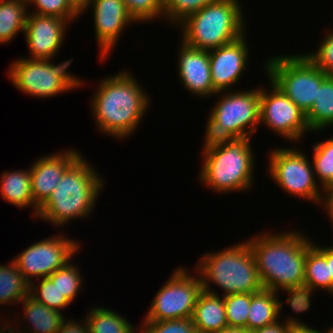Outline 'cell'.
Listing matches in <instances>:
<instances>
[{
  "label": "cell",
  "mask_w": 333,
  "mask_h": 333,
  "mask_svg": "<svg viewBox=\"0 0 333 333\" xmlns=\"http://www.w3.org/2000/svg\"><path fill=\"white\" fill-rule=\"evenodd\" d=\"M304 234L296 229L275 234L267 230L247 240L264 289L286 292L295 315L308 310L304 308L305 260L313 241Z\"/></svg>",
  "instance_id": "6da1fadb"
},
{
  "label": "cell",
  "mask_w": 333,
  "mask_h": 333,
  "mask_svg": "<svg viewBox=\"0 0 333 333\" xmlns=\"http://www.w3.org/2000/svg\"><path fill=\"white\" fill-rule=\"evenodd\" d=\"M135 78L124 70L98 83L90 107L100 132L121 140L139 127L151 99Z\"/></svg>",
  "instance_id": "7a4b0ae2"
},
{
  "label": "cell",
  "mask_w": 333,
  "mask_h": 333,
  "mask_svg": "<svg viewBox=\"0 0 333 333\" xmlns=\"http://www.w3.org/2000/svg\"><path fill=\"white\" fill-rule=\"evenodd\" d=\"M83 157L81 154L64 171L56 188L38 209L36 218L48 221L57 228L76 218L89 217L103 190L104 179Z\"/></svg>",
  "instance_id": "3957f363"
},
{
  "label": "cell",
  "mask_w": 333,
  "mask_h": 333,
  "mask_svg": "<svg viewBox=\"0 0 333 333\" xmlns=\"http://www.w3.org/2000/svg\"><path fill=\"white\" fill-rule=\"evenodd\" d=\"M251 139L203 140L200 182L220 194L249 191L254 182L255 163Z\"/></svg>",
  "instance_id": "277c9868"
},
{
  "label": "cell",
  "mask_w": 333,
  "mask_h": 333,
  "mask_svg": "<svg viewBox=\"0 0 333 333\" xmlns=\"http://www.w3.org/2000/svg\"><path fill=\"white\" fill-rule=\"evenodd\" d=\"M195 268L201 278L203 291L210 294L219 295L210 286L211 283L224 291L223 296L254 294L264 289L247 239L220 251L206 253L198 259Z\"/></svg>",
  "instance_id": "5b68a950"
},
{
  "label": "cell",
  "mask_w": 333,
  "mask_h": 333,
  "mask_svg": "<svg viewBox=\"0 0 333 333\" xmlns=\"http://www.w3.org/2000/svg\"><path fill=\"white\" fill-rule=\"evenodd\" d=\"M241 6L239 0H217L190 14L177 26L181 41L209 51L236 40L247 32Z\"/></svg>",
  "instance_id": "8992f818"
},
{
  "label": "cell",
  "mask_w": 333,
  "mask_h": 333,
  "mask_svg": "<svg viewBox=\"0 0 333 333\" xmlns=\"http://www.w3.org/2000/svg\"><path fill=\"white\" fill-rule=\"evenodd\" d=\"M222 93V94H221ZM220 96L207 117V142L250 137L260 125V87L217 92Z\"/></svg>",
  "instance_id": "52a82bcc"
},
{
  "label": "cell",
  "mask_w": 333,
  "mask_h": 333,
  "mask_svg": "<svg viewBox=\"0 0 333 333\" xmlns=\"http://www.w3.org/2000/svg\"><path fill=\"white\" fill-rule=\"evenodd\" d=\"M264 64L269 81L306 115L317 97V88L328 76L305 54L277 55L268 58Z\"/></svg>",
  "instance_id": "ba28073f"
},
{
  "label": "cell",
  "mask_w": 333,
  "mask_h": 333,
  "mask_svg": "<svg viewBox=\"0 0 333 333\" xmlns=\"http://www.w3.org/2000/svg\"><path fill=\"white\" fill-rule=\"evenodd\" d=\"M301 152L296 146L272 149L268 155L267 175L270 174L284 192L320 205L324 189L317 184L313 163Z\"/></svg>",
  "instance_id": "9c48e42d"
},
{
  "label": "cell",
  "mask_w": 333,
  "mask_h": 333,
  "mask_svg": "<svg viewBox=\"0 0 333 333\" xmlns=\"http://www.w3.org/2000/svg\"><path fill=\"white\" fill-rule=\"evenodd\" d=\"M202 291L203 286L199 274H190L186 267L181 266L173 270V274L153 297L143 320L164 321L192 318L197 298Z\"/></svg>",
  "instance_id": "30bf717a"
},
{
  "label": "cell",
  "mask_w": 333,
  "mask_h": 333,
  "mask_svg": "<svg viewBox=\"0 0 333 333\" xmlns=\"http://www.w3.org/2000/svg\"><path fill=\"white\" fill-rule=\"evenodd\" d=\"M80 244L77 239L72 240L57 233L33 243L13 258V261L25 280L31 284L36 279L49 277L66 265L81 250Z\"/></svg>",
  "instance_id": "8fae6325"
},
{
  "label": "cell",
  "mask_w": 333,
  "mask_h": 333,
  "mask_svg": "<svg viewBox=\"0 0 333 333\" xmlns=\"http://www.w3.org/2000/svg\"><path fill=\"white\" fill-rule=\"evenodd\" d=\"M260 87V123L291 142H300L310 132L306 115L276 85ZM299 140V141H298Z\"/></svg>",
  "instance_id": "7c38bea8"
},
{
  "label": "cell",
  "mask_w": 333,
  "mask_h": 333,
  "mask_svg": "<svg viewBox=\"0 0 333 333\" xmlns=\"http://www.w3.org/2000/svg\"><path fill=\"white\" fill-rule=\"evenodd\" d=\"M8 69V78L18 91L39 97L51 98L71 91L58 77L48 59L20 57Z\"/></svg>",
  "instance_id": "4fadbf2b"
},
{
  "label": "cell",
  "mask_w": 333,
  "mask_h": 333,
  "mask_svg": "<svg viewBox=\"0 0 333 333\" xmlns=\"http://www.w3.org/2000/svg\"><path fill=\"white\" fill-rule=\"evenodd\" d=\"M90 7L93 9L94 32L100 61L106 60L123 34L124 28L135 22L129 16L123 0H91L81 10V16Z\"/></svg>",
  "instance_id": "5bb4252c"
},
{
  "label": "cell",
  "mask_w": 333,
  "mask_h": 333,
  "mask_svg": "<svg viewBox=\"0 0 333 333\" xmlns=\"http://www.w3.org/2000/svg\"><path fill=\"white\" fill-rule=\"evenodd\" d=\"M246 33L236 40L209 50L211 79L214 91H229L238 84L249 61Z\"/></svg>",
  "instance_id": "9a60e30c"
},
{
  "label": "cell",
  "mask_w": 333,
  "mask_h": 333,
  "mask_svg": "<svg viewBox=\"0 0 333 333\" xmlns=\"http://www.w3.org/2000/svg\"><path fill=\"white\" fill-rule=\"evenodd\" d=\"M67 20L28 13L24 29L30 59H49L58 55L66 38Z\"/></svg>",
  "instance_id": "2e32d148"
},
{
  "label": "cell",
  "mask_w": 333,
  "mask_h": 333,
  "mask_svg": "<svg viewBox=\"0 0 333 333\" xmlns=\"http://www.w3.org/2000/svg\"><path fill=\"white\" fill-rule=\"evenodd\" d=\"M76 149L41 156L30 167L34 204L40 208L49 198L64 171L81 155Z\"/></svg>",
  "instance_id": "e0dca14e"
},
{
  "label": "cell",
  "mask_w": 333,
  "mask_h": 333,
  "mask_svg": "<svg viewBox=\"0 0 333 333\" xmlns=\"http://www.w3.org/2000/svg\"><path fill=\"white\" fill-rule=\"evenodd\" d=\"M178 74L181 84L192 95L200 97L214 96L208 50L194 49L179 42Z\"/></svg>",
  "instance_id": "ac0fdd59"
},
{
  "label": "cell",
  "mask_w": 333,
  "mask_h": 333,
  "mask_svg": "<svg viewBox=\"0 0 333 333\" xmlns=\"http://www.w3.org/2000/svg\"><path fill=\"white\" fill-rule=\"evenodd\" d=\"M306 252L304 275V308L310 309L312 293L322 289L333 296V280L326 260V246L314 244Z\"/></svg>",
  "instance_id": "d6986e66"
},
{
  "label": "cell",
  "mask_w": 333,
  "mask_h": 333,
  "mask_svg": "<svg viewBox=\"0 0 333 333\" xmlns=\"http://www.w3.org/2000/svg\"><path fill=\"white\" fill-rule=\"evenodd\" d=\"M192 320L198 333H217L227 327L222 295L202 291L197 298Z\"/></svg>",
  "instance_id": "ffe728a7"
},
{
  "label": "cell",
  "mask_w": 333,
  "mask_h": 333,
  "mask_svg": "<svg viewBox=\"0 0 333 333\" xmlns=\"http://www.w3.org/2000/svg\"><path fill=\"white\" fill-rule=\"evenodd\" d=\"M0 196L8 203L17 208H32L33 216L36 218L38 207L34 204L31 171L20 169L4 171L0 176Z\"/></svg>",
  "instance_id": "44dd1931"
},
{
  "label": "cell",
  "mask_w": 333,
  "mask_h": 333,
  "mask_svg": "<svg viewBox=\"0 0 333 333\" xmlns=\"http://www.w3.org/2000/svg\"><path fill=\"white\" fill-rule=\"evenodd\" d=\"M20 304L24 309V323L29 324L27 331L22 330V324L18 327L21 333H57L66 320L62 312L46 307L30 295H27Z\"/></svg>",
  "instance_id": "7402d4cb"
},
{
  "label": "cell",
  "mask_w": 333,
  "mask_h": 333,
  "mask_svg": "<svg viewBox=\"0 0 333 333\" xmlns=\"http://www.w3.org/2000/svg\"><path fill=\"white\" fill-rule=\"evenodd\" d=\"M283 302L278 293L268 289L251 294L247 330L252 331L280 320Z\"/></svg>",
  "instance_id": "603a6c76"
},
{
  "label": "cell",
  "mask_w": 333,
  "mask_h": 333,
  "mask_svg": "<svg viewBox=\"0 0 333 333\" xmlns=\"http://www.w3.org/2000/svg\"><path fill=\"white\" fill-rule=\"evenodd\" d=\"M306 121L311 133H322L326 127H333V76H328L317 88V97L306 114Z\"/></svg>",
  "instance_id": "cb8c5ba5"
},
{
  "label": "cell",
  "mask_w": 333,
  "mask_h": 333,
  "mask_svg": "<svg viewBox=\"0 0 333 333\" xmlns=\"http://www.w3.org/2000/svg\"><path fill=\"white\" fill-rule=\"evenodd\" d=\"M27 0H0V44H8L24 33L30 9Z\"/></svg>",
  "instance_id": "d4e9b609"
},
{
  "label": "cell",
  "mask_w": 333,
  "mask_h": 333,
  "mask_svg": "<svg viewBox=\"0 0 333 333\" xmlns=\"http://www.w3.org/2000/svg\"><path fill=\"white\" fill-rule=\"evenodd\" d=\"M29 288L30 284L13 260L0 265V305L5 304L6 307L20 303L29 295Z\"/></svg>",
  "instance_id": "484cf974"
},
{
  "label": "cell",
  "mask_w": 333,
  "mask_h": 333,
  "mask_svg": "<svg viewBox=\"0 0 333 333\" xmlns=\"http://www.w3.org/2000/svg\"><path fill=\"white\" fill-rule=\"evenodd\" d=\"M85 320L89 333H139L127 318L102 306L90 309Z\"/></svg>",
  "instance_id": "4316f807"
},
{
  "label": "cell",
  "mask_w": 333,
  "mask_h": 333,
  "mask_svg": "<svg viewBox=\"0 0 333 333\" xmlns=\"http://www.w3.org/2000/svg\"><path fill=\"white\" fill-rule=\"evenodd\" d=\"M312 163L317 182L323 189L333 185V137L313 145ZM318 178V179H317Z\"/></svg>",
  "instance_id": "83f0119b"
},
{
  "label": "cell",
  "mask_w": 333,
  "mask_h": 333,
  "mask_svg": "<svg viewBox=\"0 0 333 333\" xmlns=\"http://www.w3.org/2000/svg\"><path fill=\"white\" fill-rule=\"evenodd\" d=\"M72 260H70L66 265L57 269L53 272L49 278L54 284L57 285L61 294H63L66 299L71 303L77 297L78 292L83 288L84 278L81 275L79 267H76Z\"/></svg>",
  "instance_id": "f1b7e54d"
},
{
  "label": "cell",
  "mask_w": 333,
  "mask_h": 333,
  "mask_svg": "<svg viewBox=\"0 0 333 333\" xmlns=\"http://www.w3.org/2000/svg\"><path fill=\"white\" fill-rule=\"evenodd\" d=\"M29 295L36 301L42 303L48 308L56 309L61 312L69 305H72L66 297L61 294L57 285L52 282L49 277L41 278L36 285L34 282L30 284Z\"/></svg>",
  "instance_id": "f546056e"
},
{
  "label": "cell",
  "mask_w": 333,
  "mask_h": 333,
  "mask_svg": "<svg viewBox=\"0 0 333 333\" xmlns=\"http://www.w3.org/2000/svg\"><path fill=\"white\" fill-rule=\"evenodd\" d=\"M27 4L35 7L33 14L55 16L69 23L81 15V10L72 0H27Z\"/></svg>",
  "instance_id": "4dcf8cb0"
},
{
  "label": "cell",
  "mask_w": 333,
  "mask_h": 333,
  "mask_svg": "<svg viewBox=\"0 0 333 333\" xmlns=\"http://www.w3.org/2000/svg\"><path fill=\"white\" fill-rule=\"evenodd\" d=\"M223 298L228 326L247 329L250 293L229 294L223 296Z\"/></svg>",
  "instance_id": "1f68e13d"
},
{
  "label": "cell",
  "mask_w": 333,
  "mask_h": 333,
  "mask_svg": "<svg viewBox=\"0 0 333 333\" xmlns=\"http://www.w3.org/2000/svg\"><path fill=\"white\" fill-rule=\"evenodd\" d=\"M217 0H163L164 21L176 24Z\"/></svg>",
  "instance_id": "d6a6232c"
},
{
  "label": "cell",
  "mask_w": 333,
  "mask_h": 333,
  "mask_svg": "<svg viewBox=\"0 0 333 333\" xmlns=\"http://www.w3.org/2000/svg\"><path fill=\"white\" fill-rule=\"evenodd\" d=\"M126 10L133 21L152 23V20L164 18L163 0H123Z\"/></svg>",
  "instance_id": "836d02e7"
},
{
  "label": "cell",
  "mask_w": 333,
  "mask_h": 333,
  "mask_svg": "<svg viewBox=\"0 0 333 333\" xmlns=\"http://www.w3.org/2000/svg\"><path fill=\"white\" fill-rule=\"evenodd\" d=\"M139 327V333H198L192 318L142 321Z\"/></svg>",
  "instance_id": "e575fe53"
},
{
  "label": "cell",
  "mask_w": 333,
  "mask_h": 333,
  "mask_svg": "<svg viewBox=\"0 0 333 333\" xmlns=\"http://www.w3.org/2000/svg\"><path fill=\"white\" fill-rule=\"evenodd\" d=\"M328 30L316 52L306 53V57L327 76H333V29Z\"/></svg>",
  "instance_id": "d590c367"
},
{
  "label": "cell",
  "mask_w": 333,
  "mask_h": 333,
  "mask_svg": "<svg viewBox=\"0 0 333 333\" xmlns=\"http://www.w3.org/2000/svg\"><path fill=\"white\" fill-rule=\"evenodd\" d=\"M55 56L48 59L51 65L56 68L57 77L72 91L79 88L81 85L83 86L84 80L76 77L75 75L71 74L68 67L71 65L73 59H69L67 61L61 62L60 64H54L52 61L54 60Z\"/></svg>",
  "instance_id": "8d00e7d4"
},
{
  "label": "cell",
  "mask_w": 333,
  "mask_h": 333,
  "mask_svg": "<svg viewBox=\"0 0 333 333\" xmlns=\"http://www.w3.org/2000/svg\"><path fill=\"white\" fill-rule=\"evenodd\" d=\"M298 318L297 316L296 318L290 316L287 319L278 320L265 327L254 329L250 333H291L295 323L299 320ZM282 320L283 322H281Z\"/></svg>",
  "instance_id": "74e56055"
},
{
  "label": "cell",
  "mask_w": 333,
  "mask_h": 333,
  "mask_svg": "<svg viewBox=\"0 0 333 333\" xmlns=\"http://www.w3.org/2000/svg\"><path fill=\"white\" fill-rule=\"evenodd\" d=\"M76 321L77 320L74 319H66L57 333H89L88 325L85 319L82 320L83 322L81 321V323L80 321L79 323Z\"/></svg>",
  "instance_id": "f35d334b"
},
{
  "label": "cell",
  "mask_w": 333,
  "mask_h": 333,
  "mask_svg": "<svg viewBox=\"0 0 333 333\" xmlns=\"http://www.w3.org/2000/svg\"><path fill=\"white\" fill-rule=\"evenodd\" d=\"M320 206L327 212L330 221L333 224V185L323 190ZM333 227V226H332Z\"/></svg>",
  "instance_id": "ab89813d"
},
{
  "label": "cell",
  "mask_w": 333,
  "mask_h": 333,
  "mask_svg": "<svg viewBox=\"0 0 333 333\" xmlns=\"http://www.w3.org/2000/svg\"><path fill=\"white\" fill-rule=\"evenodd\" d=\"M314 329L313 326L310 327L307 323L300 321V319L295 323L291 333H327L326 330ZM325 331V332H324Z\"/></svg>",
  "instance_id": "60d3db41"
},
{
  "label": "cell",
  "mask_w": 333,
  "mask_h": 333,
  "mask_svg": "<svg viewBox=\"0 0 333 333\" xmlns=\"http://www.w3.org/2000/svg\"><path fill=\"white\" fill-rule=\"evenodd\" d=\"M11 324H12V321H9V320H6V322H4V324H2V325L0 324V333H4V332L5 333L6 332L7 333H21L19 331V328H17L15 324H14V326Z\"/></svg>",
  "instance_id": "b9f144b4"
},
{
  "label": "cell",
  "mask_w": 333,
  "mask_h": 333,
  "mask_svg": "<svg viewBox=\"0 0 333 333\" xmlns=\"http://www.w3.org/2000/svg\"><path fill=\"white\" fill-rule=\"evenodd\" d=\"M326 260L327 264L329 265L330 275L333 280V245H331L330 247L329 245L326 246Z\"/></svg>",
  "instance_id": "7bdbcfd3"
},
{
  "label": "cell",
  "mask_w": 333,
  "mask_h": 333,
  "mask_svg": "<svg viewBox=\"0 0 333 333\" xmlns=\"http://www.w3.org/2000/svg\"><path fill=\"white\" fill-rule=\"evenodd\" d=\"M217 333H250L246 328L243 327H230L227 326Z\"/></svg>",
  "instance_id": "ee69618b"
},
{
  "label": "cell",
  "mask_w": 333,
  "mask_h": 333,
  "mask_svg": "<svg viewBox=\"0 0 333 333\" xmlns=\"http://www.w3.org/2000/svg\"><path fill=\"white\" fill-rule=\"evenodd\" d=\"M74 4L82 10L91 0H72Z\"/></svg>",
  "instance_id": "f6af8a7d"
},
{
  "label": "cell",
  "mask_w": 333,
  "mask_h": 333,
  "mask_svg": "<svg viewBox=\"0 0 333 333\" xmlns=\"http://www.w3.org/2000/svg\"><path fill=\"white\" fill-rule=\"evenodd\" d=\"M330 327L326 328L327 333H333V325H329Z\"/></svg>",
  "instance_id": "bcb514c9"
}]
</instances>
